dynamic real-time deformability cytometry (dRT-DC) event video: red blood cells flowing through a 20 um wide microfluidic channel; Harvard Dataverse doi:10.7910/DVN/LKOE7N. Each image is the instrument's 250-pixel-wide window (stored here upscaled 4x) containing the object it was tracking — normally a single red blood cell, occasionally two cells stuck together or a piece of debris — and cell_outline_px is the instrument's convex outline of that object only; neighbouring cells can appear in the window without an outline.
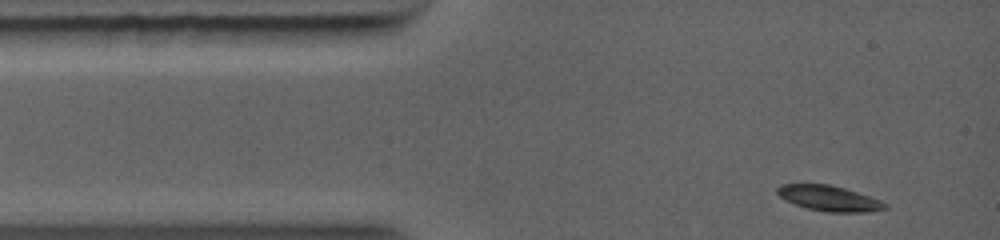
{"species": "common noctule bat (a hibernating species)", "species_latin": "Nyctalus noctula", "temperature_condition": "warm", "stored_images_in_passage": 17, "camera_frame_rate_fps": 5000, "um_per_image_px": 0.085, "animal": {"sex": "female", "body_mass_g": 19.0, "forearm_length_mm": 56.7}, "frame": {"image": 1, "passage_image": 1, "time_ms": 0.0, "image_size_px": [1000, 240], "cell_outline_px": [[888, 208], [868, 212], [828, 212], [808, 208], [784, 200], [776, 192], [776, 188], [780, 184], [828, 184], [844, 188], [880, 200], [888, 204]], "centroid_in_image_um": [70.46, 16.85], "position_along_channel_um": 14.5, "area_um2": 15.84}}
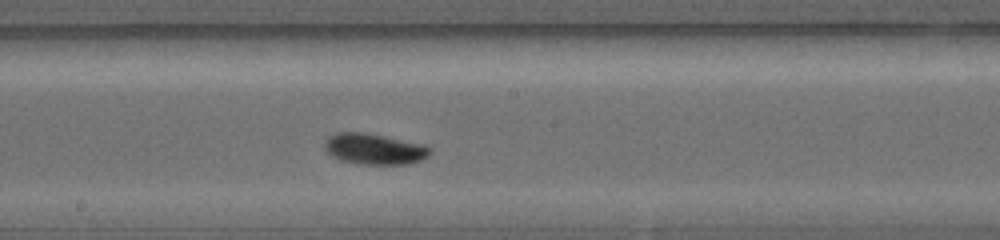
{"frame": {"image": 2, "passage_image": 10, "time_ms": 5.2, "image_size_px": [1000, 240], "cell_outline_px": [[432, 152], [428, 156], [420, 160], [408, 164], [360, 164], [340, 160], [332, 156], [324, 148], [324, 140], [328, 136], [336, 132], [364, 132], [424, 144], [432, 148]], "centroid_in_image_um": [31.81, 12.65], "position_along_channel_um": 216.4, "area_um2": 19.13}}
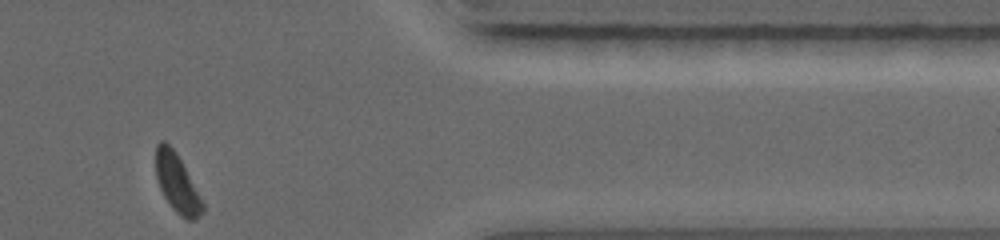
{"frame": {"image": 3, "passage_image": 17, "time_ms": 9.4, "image_size_px": [1000, 240], "cell_outline_px": [[204, 212], [200, 216], [192, 220], [188, 220], [180, 216], [172, 208], [164, 196], [160, 188], [156, 176], [156, 144], [160, 140], [164, 140], [176, 152], [204, 204]], "centroid_in_image_um": [15.04, 15.58], "position_along_channel_um": 396.4, "area_um2": 15.66}}